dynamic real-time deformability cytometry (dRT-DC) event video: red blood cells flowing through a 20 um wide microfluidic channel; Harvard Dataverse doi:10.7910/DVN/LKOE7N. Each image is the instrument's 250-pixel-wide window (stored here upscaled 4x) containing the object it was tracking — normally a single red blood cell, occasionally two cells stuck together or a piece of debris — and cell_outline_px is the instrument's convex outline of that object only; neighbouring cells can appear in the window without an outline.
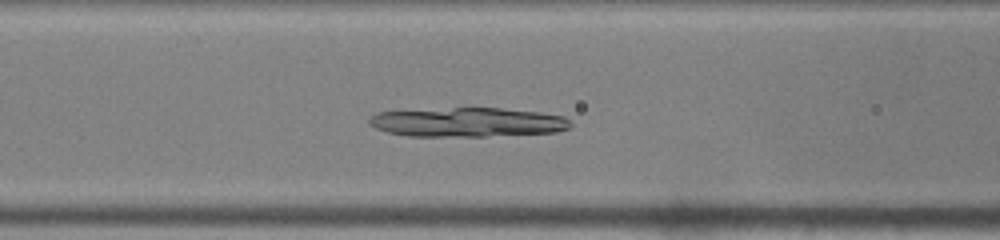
{"species": "common noctule bat (a hibernating species)", "species_latin": "Nyctalus noctula", "temperature_condition": "warm", "stored_images_in_passage": 42, "camera_frame_rate_fps": 3000, "um_per_image_px": 0.085, "animal": {"sex": "male", "body_mass_g": 19.0, "forearm_length_mm": 50.8}, "frame": {"image": 1, "passage_image": 14, "time_ms": 4.333, "image_size_px": [1000, 240], "cell_outline_px": [[572, 124], [568, 128], [556, 132], [484, 136], [408, 136], [388, 132], [376, 128], [368, 124], [368, 120], [372, 116], [380, 112], [452, 108], [500, 108], [540, 112], [564, 116]], "centroid_in_image_um": [39.76, 10.39], "position_along_channel_um": 126.8, "area_um2": 34.04}}
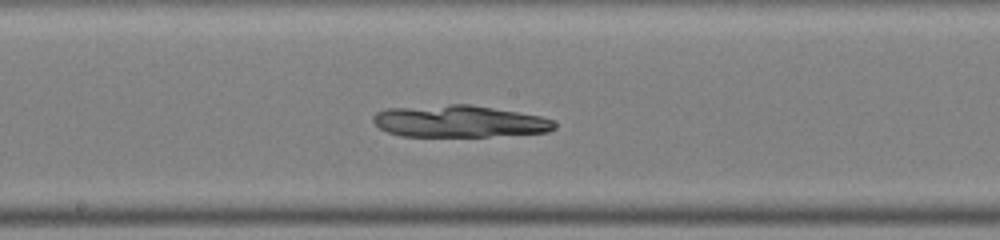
{"frame": {"image": 2, "passage_image": 20, "time_ms": 6.333, "image_size_px": [1000, 240], "cell_outline_px": [[556, 128], [548, 132], [488, 136], [400, 136], [388, 132], [380, 128], [372, 120], [372, 116], [376, 112], [388, 108], [452, 104], [468, 104], [540, 116], [552, 120], [556, 124]], "centroid_in_image_um": [39.0, 10.31], "position_along_channel_um": 209.2, "area_um2": 33.52}}
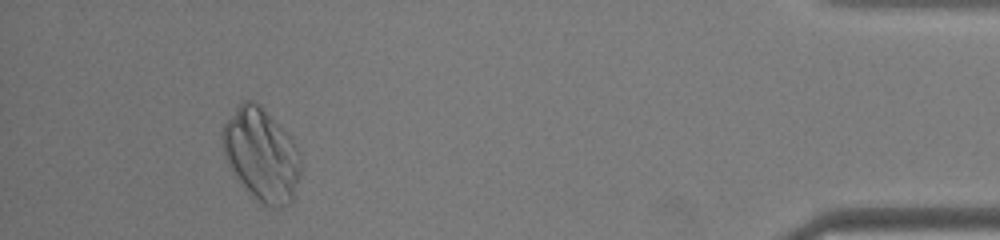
{"frame": {"image": 3, "passage_image": 39, "time_ms": 12.667, "image_size_px": [1000, 240], "cell_outline_px": [[300, 176], [292, 200], [288, 204], [280, 208], [272, 208], [260, 204], [236, 180], [224, 156], [224, 124], [240, 104], [244, 100], [252, 100], [288, 136], [300, 152]], "centroid_in_image_um": [22.22, 13.26], "position_along_channel_um": 413.0, "area_um2": 41.27}}